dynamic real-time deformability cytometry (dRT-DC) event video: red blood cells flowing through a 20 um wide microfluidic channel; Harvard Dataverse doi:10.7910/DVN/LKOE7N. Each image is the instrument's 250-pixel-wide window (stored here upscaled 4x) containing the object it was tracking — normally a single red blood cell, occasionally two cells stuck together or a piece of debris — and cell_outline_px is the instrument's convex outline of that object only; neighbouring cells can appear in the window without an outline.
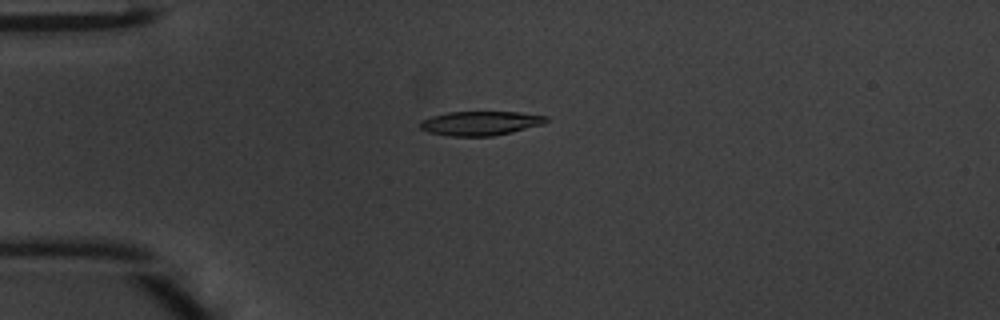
{"species": "common noctule bat (a hibernating species)", "species_latin": "Nyctalus noctula", "temperature_condition": "warm", "stored_images_in_passage": 43, "camera_frame_rate_fps": 3000, "um_per_image_px": 0.085, "animal": {"sex": "male", "body_mass_g": 20.1, "forearm_length_mm": 53.5}, "frame": {"image": 1, "passage_image": 8, "time_ms": 2.333, "image_size_px": [1000, 320], "cell_outline_px": [[548, 120], [544, 124], [512, 132], [492, 136], [452, 136], [428, 132], [420, 128], [420, 120], [432, 116], [448, 112], [520, 112], [548, 116]], "centroid_in_image_um": [40.85, 10.47], "position_along_channel_um": 44.2, "area_um2": 17.8}}
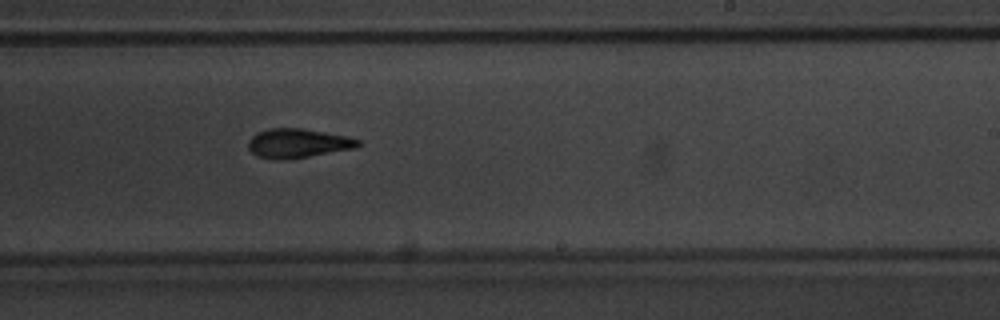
{"frame": {"image": 2, "passage_image": 25, "time_ms": 8.0, "image_size_px": [1000, 320], "cell_outline_px": [[364, 144], [356, 148], [308, 156], [280, 160], [272, 160], [256, 156], [248, 148], [248, 140], [256, 132], [268, 128], [300, 128], [348, 136], [360, 140]], "centroid_in_image_um": [25.31, 12.17], "position_along_channel_um": 263.7, "area_um2": 18.84}}
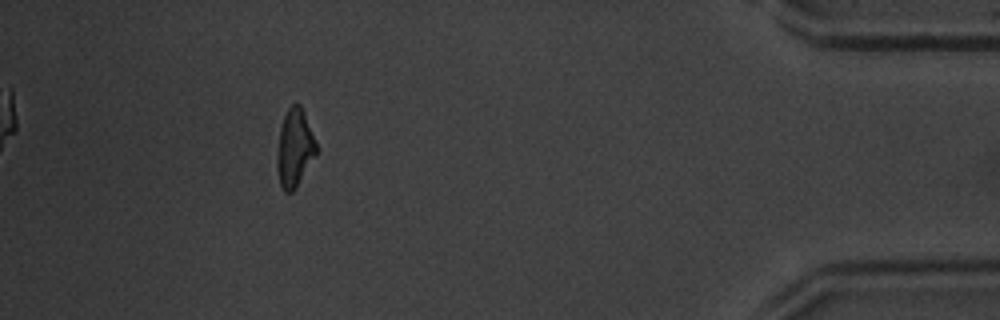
{"frame": {"image": 3, "passage_image": 39, "time_ms": 12.667, "image_size_px": [1000, 320], "cell_outline_px": [[316, 156], [296, 188], [292, 192], [284, 192], [280, 184], [276, 168], [276, 156], [280, 128], [284, 116], [288, 108], [296, 100], [300, 104], [304, 112], [316, 144]], "centroid_in_image_um": [25.02, 12.59], "position_along_channel_um": 410.2, "area_um2": 17.92}, "authors_computed_cell_mechanics": {"area_um2": 18.2648, "velocity_mm_per_s": 4.2751, "shape_relaxation_time_tau1_ms": 4.5493, "shape_relaxation_time_tau2_ms": 3.7214, "deformation_change_tau1": 0.185, "deformation_change_tau2": 0.1396}}